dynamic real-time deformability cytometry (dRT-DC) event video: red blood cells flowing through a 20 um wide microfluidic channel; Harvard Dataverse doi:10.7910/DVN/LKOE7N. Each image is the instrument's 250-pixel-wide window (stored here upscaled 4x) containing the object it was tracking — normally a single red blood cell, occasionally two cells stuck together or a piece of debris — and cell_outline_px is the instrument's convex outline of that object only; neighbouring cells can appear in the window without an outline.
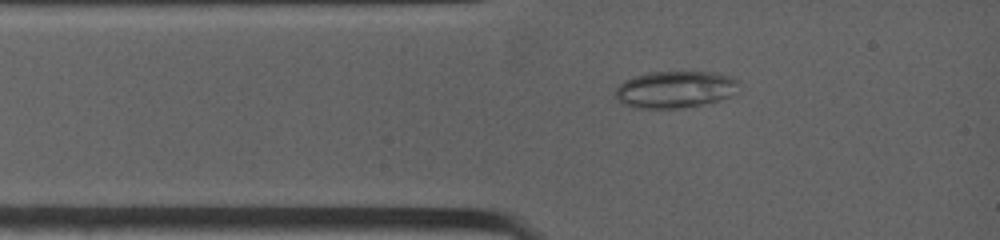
{"species": "common noctule bat (a hibernating species)", "species_latin": "Nyctalus noctula", "temperature_condition": "warm", "stored_images_in_passage": 25, "camera_frame_rate_fps": 4500, "um_per_image_px": 0.085, "animal": {"sex": "female", "body_mass_g": 19.0, "forearm_length_mm": 53.3}, "frame": {"image": 1, "passage_image": 1, "time_ms": 0.0, "image_size_px": [1000, 240], "cell_outline_px": [[740, 80], [736, 92], [728, 96], [716, 100], [684, 108], [636, 108], [624, 104], [616, 96], [616, 88], [624, 80], [648, 72], [712, 72], [732, 76]], "centroid_in_image_um": [57.4, 7.59], "position_along_channel_um": 27.6, "area_um2": 26.36}}
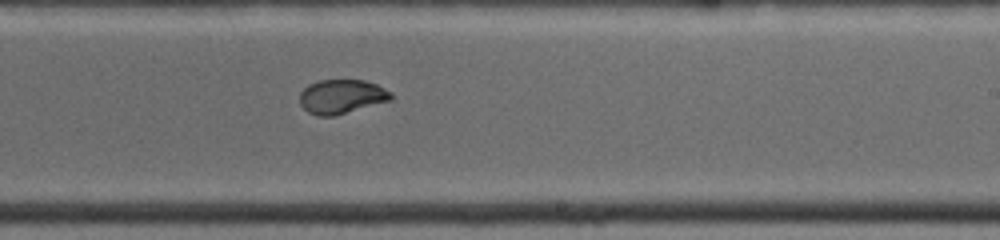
{"frame": {"image": 2, "passage_image": 17, "time_ms": 6.0, "image_size_px": [1000, 240], "cell_outline_px": [[392, 100], [332, 116], [316, 116], [308, 112], [300, 104], [300, 92], [308, 84], [320, 80], [364, 80], [376, 84], [392, 92]], "centroid_in_image_um": [29.03, 8.2], "position_along_channel_um": 260.0, "area_um2": 18.15}}
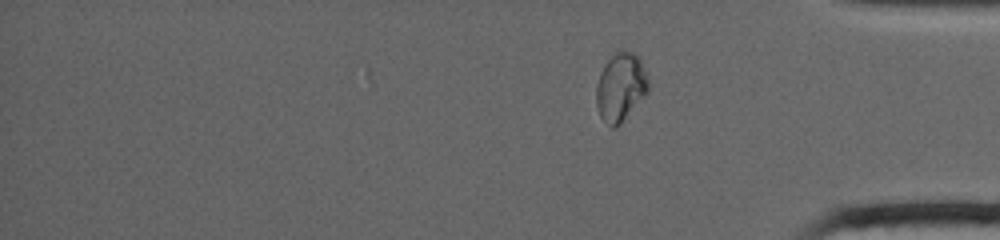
{"frame": {"image": 3, "passage_image": 25, "time_ms": 9.333, "image_size_px": [1000, 240], "cell_outline_px": [[648, 92], [620, 124], [616, 128], [612, 128], [600, 116], [596, 104], [596, 84], [600, 72], [604, 64], [620, 48], [632, 52], [640, 60], [648, 76]], "centroid_in_image_um": [52.74, 7.39], "position_along_channel_um": 382.5, "area_um2": 20.75}, "authors_computed_cell_mechanics": {"area_um2": 18.8428, "velocity_mm_per_s": 3.9752, "shape_relaxation_time_tau1_ms": null, "shape_relaxation_time_tau2_ms": 0.7122, "deformation_change_tau1": null, "deformation_change_tau2": 0.0406}}